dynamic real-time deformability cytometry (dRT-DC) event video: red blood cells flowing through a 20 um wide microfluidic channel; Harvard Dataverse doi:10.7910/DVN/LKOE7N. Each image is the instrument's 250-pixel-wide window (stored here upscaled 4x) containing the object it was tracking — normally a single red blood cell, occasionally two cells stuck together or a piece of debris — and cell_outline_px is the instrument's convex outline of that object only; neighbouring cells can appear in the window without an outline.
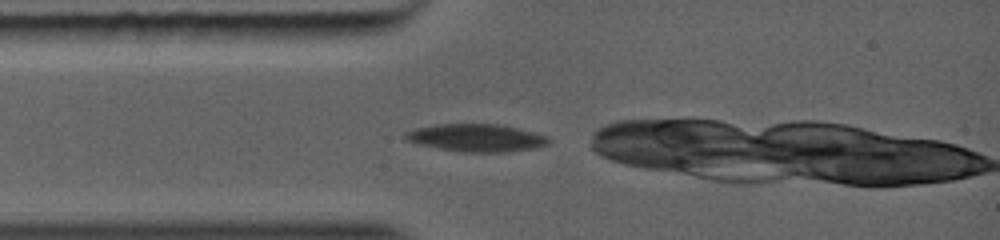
{"species": "common noctule bat (a hibernating species)", "species_latin": "Nyctalus noctula", "temperature_condition": "warm", "stored_images_in_passage": 13, "camera_frame_rate_fps": 5000, "um_per_image_px": 0.085, "animal": {"sex": "female", "body_mass_g": 19.0, "forearm_length_mm": 56.7}, "frame": {"image": 1, "passage_image": 1, "time_ms": 0.0, "image_size_px": [1000, 240], "cell_outline_px": [[552, 140], [548, 144], [532, 148], [504, 152], [460, 152], [420, 144], [408, 140], [404, 136], [404, 132], [416, 128], [436, 124], [504, 124], [536, 132], [548, 136]], "centroid_in_image_um": [40.55, 11.7], "position_along_channel_um": 44.5, "area_um2": 23.12}}
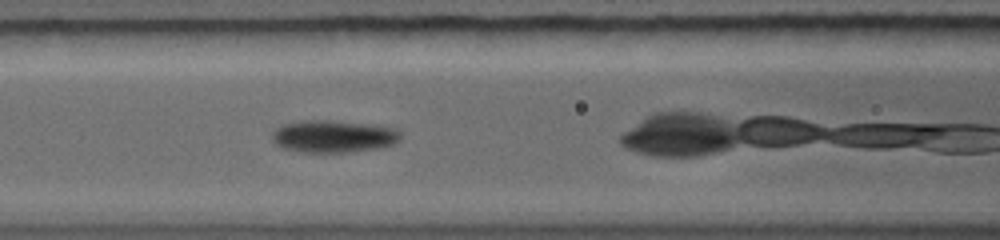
{"frame": {"image": 2, "passage_image": 6, "time_ms": 2.0, "image_size_px": [1000, 240], "cell_outline_px": [[400, 140], [392, 144], [376, 148], [348, 152], [300, 152], [280, 148], [272, 140], [272, 132], [276, 128], [284, 124], [304, 120], [328, 120], [392, 128], [400, 132]], "centroid_in_image_um": [28.25, 11.6], "position_along_channel_um": 138.4, "area_um2": 23.81}}
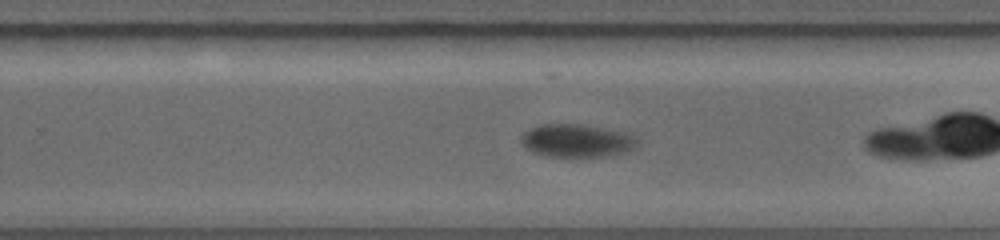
{"frame": {"image": 3, "passage_image": 13, "time_ms": 5.0, "image_size_px": [1000, 240], "cell_outline_px": [[636, 148], [628, 152], [604, 156], [548, 156], [532, 152], [520, 140], [524, 132], [540, 124], [580, 124], [628, 132], [636, 140]], "centroid_in_image_um": [49.05, 11.95], "position_along_channel_um": 280.8, "area_um2": 22.14}}